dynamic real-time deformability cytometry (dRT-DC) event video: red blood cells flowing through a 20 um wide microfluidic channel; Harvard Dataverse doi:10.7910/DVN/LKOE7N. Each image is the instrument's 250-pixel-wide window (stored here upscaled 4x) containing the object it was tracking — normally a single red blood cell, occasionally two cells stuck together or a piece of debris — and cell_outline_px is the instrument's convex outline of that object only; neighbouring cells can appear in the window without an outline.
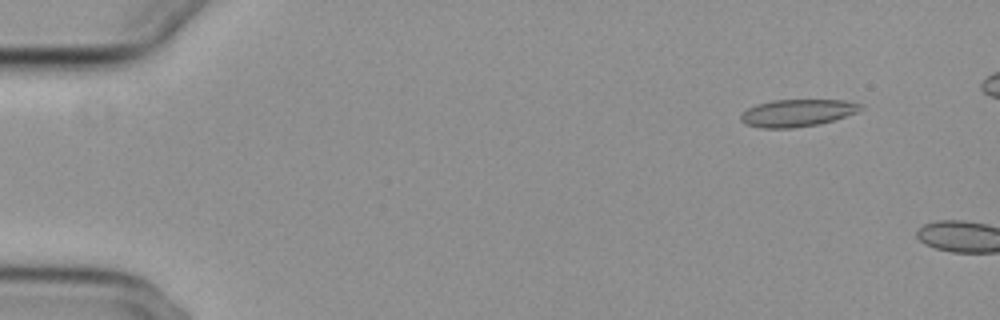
{"species": "common noctule bat (a hibernating species)", "species_latin": "Nyctalus noctula", "temperature_condition": "cold", "stored_images_in_passage": 9, "camera_frame_rate_fps": 3000, "um_per_image_px": 0.085, "animal": {"sex": "female", "body_mass_g": 29.2, "forearm_length_mm": 56.3}, "frame": {"image": 1, "passage_image": 6, "time_ms": 1.667, "image_size_px": [1000, 320], "cell_outline_px": [[860, 108], [856, 112], [820, 124], [792, 128], [760, 128], [748, 124], [740, 120], [740, 116], [748, 108], [756, 104], [772, 100], [844, 100], [860, 104]], "centroid_in_image_um": [67.72, 9.6], "position_along_channel_um": 17.3, "area_um2": 18.73}}